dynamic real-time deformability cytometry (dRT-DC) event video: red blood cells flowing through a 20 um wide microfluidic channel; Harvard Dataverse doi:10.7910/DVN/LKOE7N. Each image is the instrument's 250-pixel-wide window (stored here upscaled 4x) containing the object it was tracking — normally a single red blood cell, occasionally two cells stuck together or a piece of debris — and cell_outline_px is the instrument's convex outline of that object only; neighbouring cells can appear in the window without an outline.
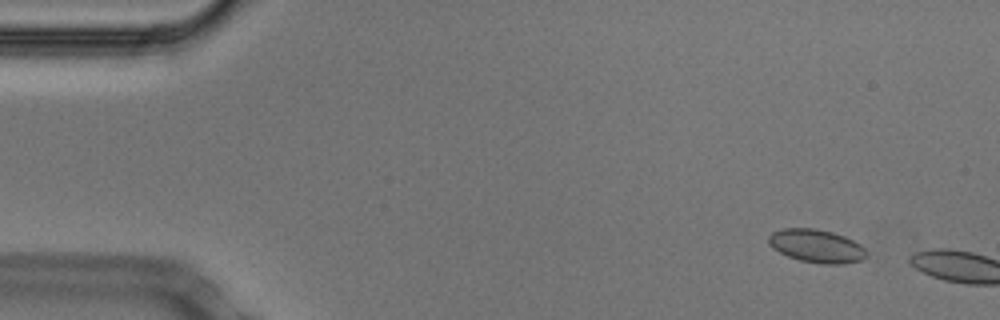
{"species": "Egyptian fruit bat (a non-hibernating species)", "species_latin": "Rousettus aegyptiacus", "temperature_condition": "cold", "stored_images_in_passage": 5, "camera_frame_rate_fps": 3000, "um_per_image_px": 0.085, "animal": {"sex": "male"}, "frame": {"image": 1, "passage_image": 3, "time_ms": 0.667, "image_size_px": [1000, 320], "cell_outline_px": [[868, 256], [860, 260], [844, 264], [824, 264], [800, 260], [788, 256], [772, 248], [768, 244], [768, 236], [772, 232], [780, 228], [816, 228], [832, 232], [844, 236], [860, 244], [868, 252]], "centroid_in_image_um": [69.39, 20.9], "position_along_channel_um": 15.6, "area_um2": 19.07}}